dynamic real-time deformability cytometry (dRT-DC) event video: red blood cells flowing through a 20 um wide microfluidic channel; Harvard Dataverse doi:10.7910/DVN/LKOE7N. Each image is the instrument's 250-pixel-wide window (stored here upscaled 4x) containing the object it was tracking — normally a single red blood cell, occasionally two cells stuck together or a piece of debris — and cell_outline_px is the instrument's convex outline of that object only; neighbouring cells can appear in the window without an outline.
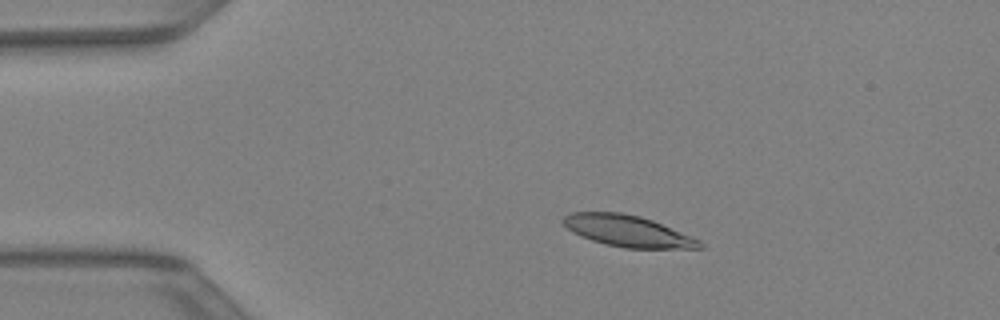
{"species": "Egyptian fruit bat (a non-hibernating species)", "species_latin": "Rousettus aegyptiacus", "temperature_condition": "warm", "stored_images_in_passage": 43, "camera_frame_rate_fps": 3000, "um_per_image_px": 0.085, "animal": {"sex": "female"}, "frame": {"image": 1, "passage_image": 8, "time_ms": 2.333, "image_size_px": [1000, 320], "cell_outline_px": [[704, 248], [624, 248], [604, 244], [580, 236], [572, 232], [560, 220], [564, 216], [572, 212], [620, 212], [640, 216], [652, 220], [700, 240], [704, 244]], "centroid_in_image_um": [53.33, 19.63], "position_along_channel_um": 31.7, "area_um2": 24.85}}
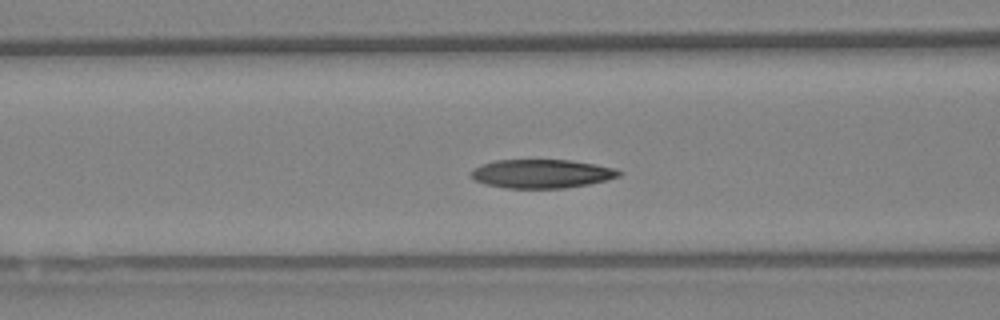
{"frame": {"image": 2, "passage_image": 17, "time_ms": 5.333, "image_size_px": [1000, 320], "cell_outline_px": [[624, 172], [620, 176], [608, 180], [588, 184], [564, 188], [504, 188], [484, 184], [468, 176], [468, 172], [472, 168], [496, 160], [572, 160], [616, 168]], "centroid_in_image_um": [46.03, 14.77], "position_along_channel_um": 120.6, "area_um2": 25.03}}
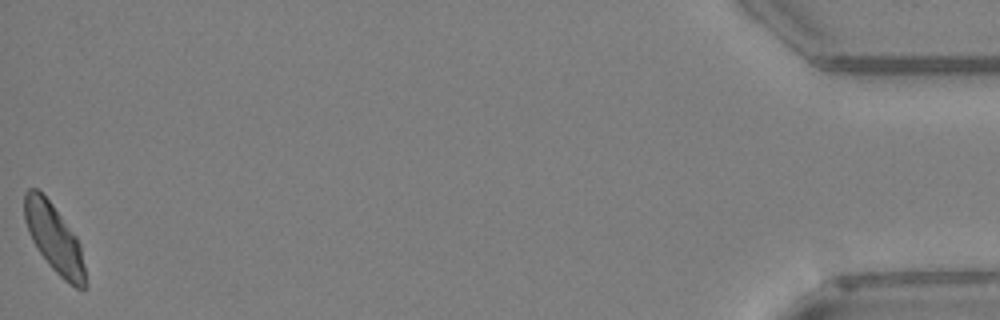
{"frame": {"image": 3, "passage_image": 43, "time_ms": 14.0, "image_size_px": [1000, 320], "cell_outline_px": [[84, 288], [76, 288], [64, 280], [48, 264], [32, 240], [28, 232], [24, 220], [24, 192], [28, 188], [36, 188], [52, 204], [76, 236], [80, 244], [84, 268]], "centroid_in_image_um": [4.56, 20.23], "position_along_channel_um": 430.6, "area_um2": 23.7}}